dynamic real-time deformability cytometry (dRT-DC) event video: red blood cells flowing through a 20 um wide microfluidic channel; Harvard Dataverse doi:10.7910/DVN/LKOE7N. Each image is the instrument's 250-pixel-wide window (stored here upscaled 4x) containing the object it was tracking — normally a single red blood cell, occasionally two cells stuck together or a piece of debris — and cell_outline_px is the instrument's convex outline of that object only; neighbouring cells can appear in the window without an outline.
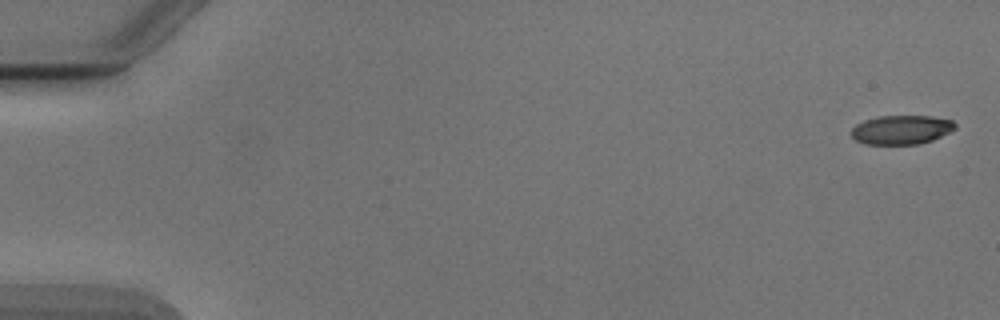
{"species": "Egyptian fruit bat (a non-hibernating species)", "species_latin": "Rousettus aegyptiacus", "temperature_condition": "cold", "stored_images_in_passage": 8, "camera_frame_rate_fps": 3000, "um_per_image_px": 0.085, "animal": {"sex": "male"}, "frame": {"image": 1, "passage_image": 1, "time_ms": 0.0, "image_size_px": [1000, 320], "cell_outline_px": [[956, 128], [932, 140], [920, 144], [864, 144], [856, 140], [852, 136], [852, 128], [856, 124], [864, 120], [880, 116], [932, 116], [952, 120], [956, 124]], "centroid_in_image_um": [76.61, 11.02], "position_along_channel_um": 8.4, "area_um2": 17.51}}
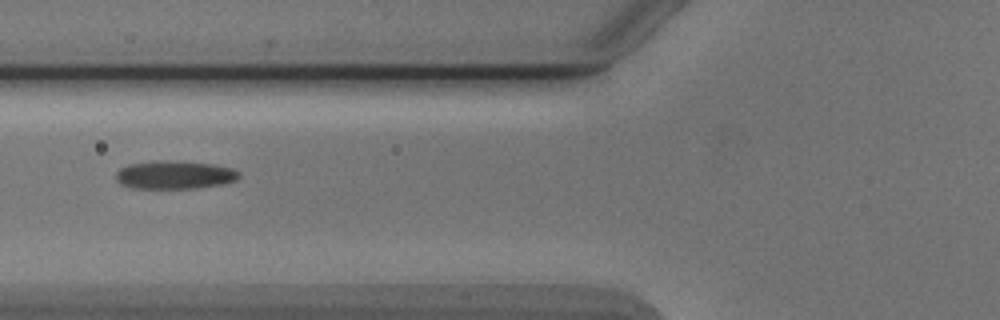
{"frame": {"image": 2, "passage_image": 6, "time_ms": 6.667, "image_size_px": [1000, 320], "cell_outline_px": [[240, 176], [236, 180], [224, 184], [196, 188], [132, 188], [120, 184], [116, 180], [116, 172], [120, 168], [128, 164], [160, 160], [212, 164], [232, 168], [240, 172]], "centroid_in_image_um": [14.83, 14.87], "position_along_channel_um": 111.0, "area_um2": 20.23}}
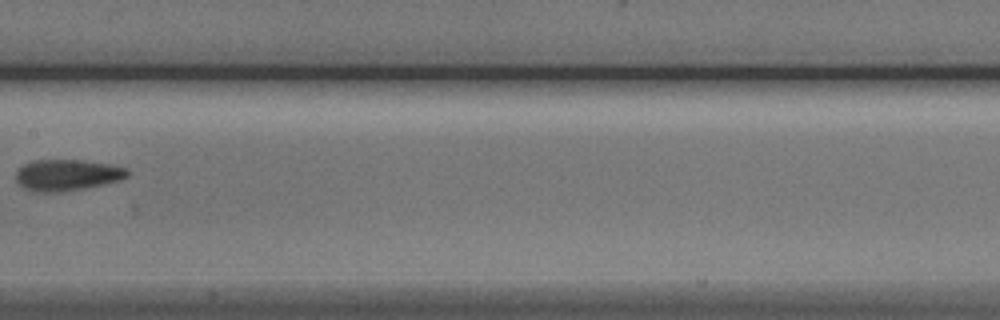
{"frame": {"image": 3, "passage_image": 8, "time_ms": 9.0, "image_size_px": [1000, 320], "cell_outline_px": [[128, 176], [120, 180], [60, 192], [36, 192], [24, 188], [16, 180], [16, 172], [24, 164], [32, 160], [80, 160], [108, 164], [128, 168]], "centroid_in_image_um": [5.67, 14.87], "position_along_channel_um": 201.7, "area_um2": 20.0}}